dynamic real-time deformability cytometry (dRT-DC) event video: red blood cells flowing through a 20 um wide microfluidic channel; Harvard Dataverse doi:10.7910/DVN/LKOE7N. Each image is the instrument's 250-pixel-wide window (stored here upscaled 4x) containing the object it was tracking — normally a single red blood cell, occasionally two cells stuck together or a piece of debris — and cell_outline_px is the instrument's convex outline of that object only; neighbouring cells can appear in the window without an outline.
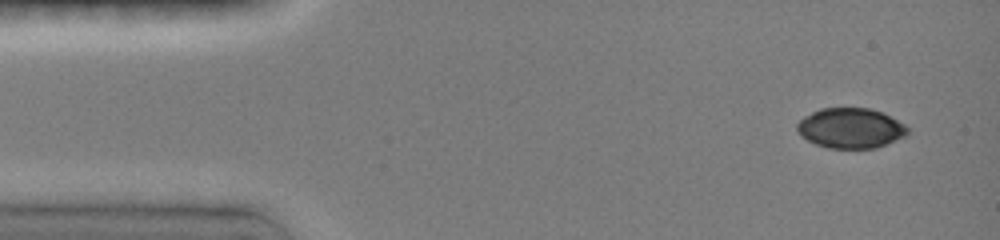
{"species": "common noctule bat (a hibernating species)", "species_latin": "Nyctalus noctula", "temperature_condition": "room temperature", "stored_images_in_passage": 27, "camera_frame_rate_fps": 3000, "um_per_image_px": 0.085, "animal": {"sex": "female", "body_mass_g": 19.0, "forearm_length_mm": 51.5}, "frame": {"image": 1, "passage_image": 1, "time_ms": 0.0, "image_size_px": [1000, 240], "cell_outline_px": [[908, 132], [904, 136], [876, 148], [828, 148], [816, 144], [808, 140], [796, 128], [796, 124], [804, 116], [820, 108], [872, 108], [884, 112], [904, 124], [908, 128]], "centroid_in_image_um": [72.31, 10.87], "position_along_channel_um": 12.7, "area_um2": 25.72}}
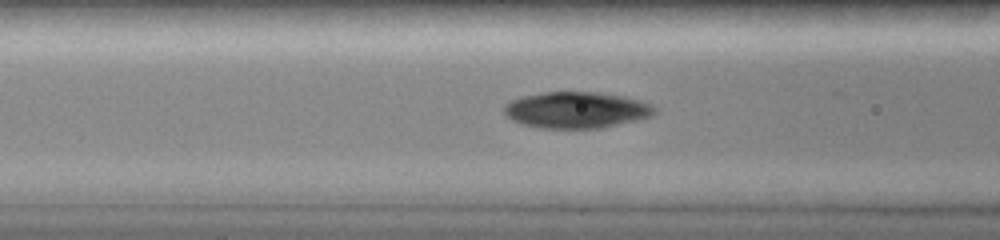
{"frame": {"image": 2, "passage_image": 14, "time_ms": 5.0, "image_size_px": [1000, 240], "cell_outline_px": [[656, 112], [648, 116], [636, 120], [600, 128], [540, 128], [524, 124], [512, 120], [504, 112], [504, 104], [520, 96], [544, 92], [596, 92], [624, 96], [652, 104], [656, 108]], "centroid_in_image_um": [48.97, 9.34], "position_along_channel_um": 117.6, "area_um2": 31.67}}
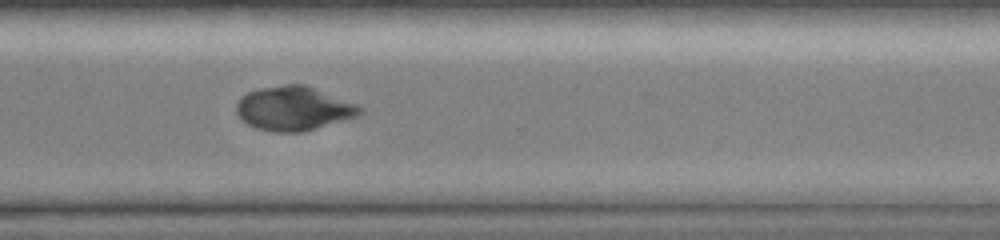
{"frame": {"image": 3, "passage_image": 27, "time_ms": 10.667, "image_size_px": [1000, 240], "cell_outline_px": [[364, 112], [356, 116], [300, 132], [272, 132], [256, 128], [248, 124], [236, 112], [236, 104], [248, 92], [260, 88], [284, 84], [304, 84], [360, 104], [364, 108]], "centroid_in_image_um": [25.0, 9.2], "position_along_channel_um": 345.6, "area_um2": 31.56}}